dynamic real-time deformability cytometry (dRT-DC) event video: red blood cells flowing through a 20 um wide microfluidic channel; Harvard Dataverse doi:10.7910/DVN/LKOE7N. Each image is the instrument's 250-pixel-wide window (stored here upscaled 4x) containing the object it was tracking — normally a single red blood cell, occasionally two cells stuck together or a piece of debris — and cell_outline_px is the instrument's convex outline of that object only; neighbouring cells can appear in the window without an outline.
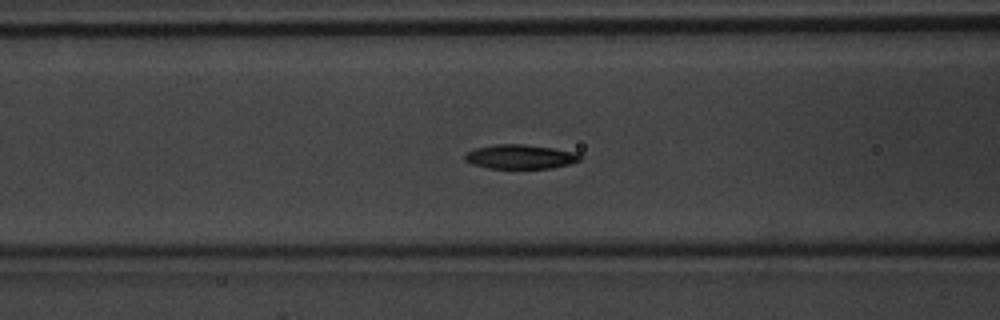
{"species": "common noctule bat (a hibernating species)", "species_latin": "Nyctalus noctula", "temperature_condition": "warm", "stored_images_in_passage": 31, "camera_frame_rate_fps": 3000, "um_per_image_px": 0.085, "animal": {"sex": "male", "body_mass_g": 20.1, "forearm_length_mm": 53.5}, "frame": {"image": 1, "passage_image": 6, "time_ms": 1.667, "image_size_px": [1000, 320], "cell_outline_px": [[584, 156], [580, 160], [568, 164], [552, 168], [488, 168], [472, 164], [464, 160], [464, 156], [468, 152], [476, 148], [496, 144], [524, 144], [580, 152]], "centroid_in_image_um": [44.27, 13.32], "position_along_channel_um": 122.3, "area_um2": 16.36}}
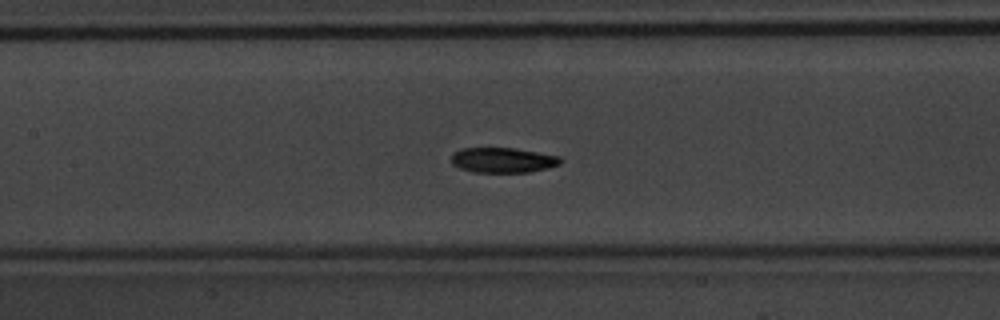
{"frame": {"image": 2, "passage_image": 9, "time_ms": 2.667, "image_size_px": [1000, 320], "cell_outline_px": [[564, 160], [560, 164], [548, 168], [528, 172], [472, 172], [460, 168], [452, 164], [452, 152], [460, 148], [516, 148], [560, 156]], "centroid_in_image_um": [42.75, 13.6], "position_along_channel_um": 164.6, "area_um2": 16.13}}
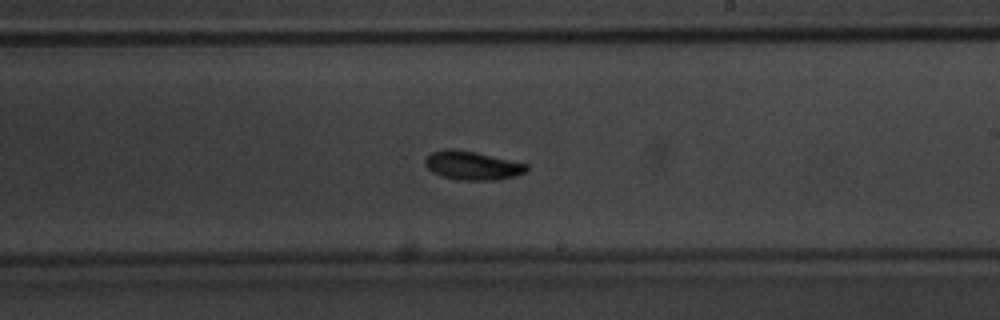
{"frame": {"image": 3, "passage_image": 15, "time_ms": 4.667, "image_size_px": [1000, 320], "cell_outline_px": [[528, 168], [524, 172], [516, 176], [496, 180], [460, 180], [440, 176], [432, 172], [424, 164], [424, 160], [432, 152], [444, 148], [452, 148], [476, 152], [528, 164]], "centroid_in_image_um": [40.12, 14.06], "position_along_channel_um": 248.9, "area_um2": 17.05}, "authors_computed_cell_mechanics": {"area_um2": 16.184, "velocity_mm_per_s": 4.2239, "shape_relaxation_time_tau1_ms": 1.5613, "shape_relaxation_time_tau2_ms": 7.359, "deformation_change_tau1": 0.1368, "deformation_change_tau2": 0.1249}}